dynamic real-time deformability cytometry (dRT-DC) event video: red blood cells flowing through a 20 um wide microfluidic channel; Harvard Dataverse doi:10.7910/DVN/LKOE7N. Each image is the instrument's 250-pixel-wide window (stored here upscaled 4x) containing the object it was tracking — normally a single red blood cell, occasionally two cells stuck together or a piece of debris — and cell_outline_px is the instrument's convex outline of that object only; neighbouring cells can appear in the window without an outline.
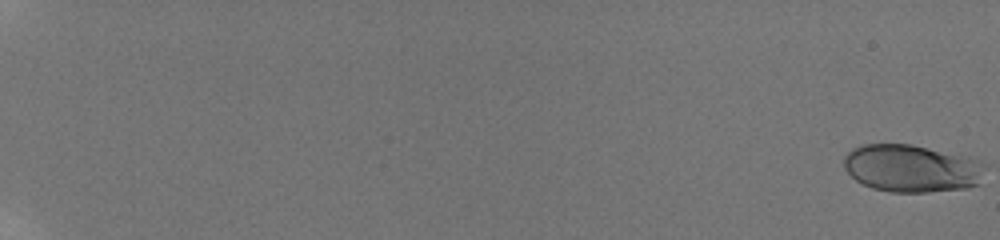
{"species": "human", "species_latin": "Homo sapiens", "temperature_condition": "room temperature", "stored_images_in_passage": 59, "camera_frame_rate_fps": 3000, "um_per_image_px": 0.085, "donor": {"sex": "male"}, "frame": {"image": 1, "passage_image": 1, "time_ms": 0.0, "image_size_px": [1000, 240], "cell_outline_px": [[984, 164], [980, 184], [968, 188], [928, 192], [888, 192], [872, 188], [856, 180], [844, 168], [844, 156], [852, 148], [860, 144], [912, 144], [968, 156]], "centroid_in_image_um": [77.48, 14.31], "position_along_channel_um": 7.5, "area_um2": 39.36}}
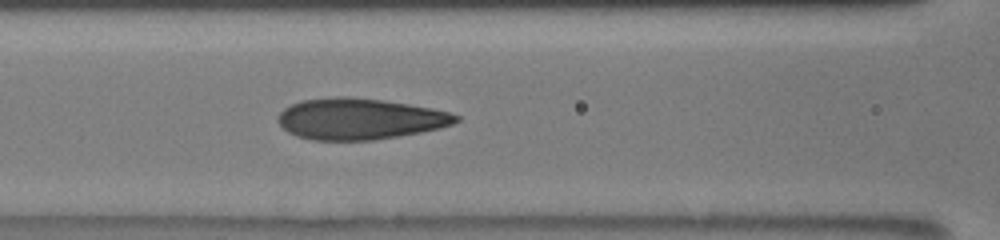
{"frame": {"image": 2, "passage_image": 31, "time_ms": 10.0, "image_size_px": [1000, 240], "cell_outline_px": [[460, 120], [452, 124], [440, 128], [420, 132], [372, 140], [312, 140], [296, 136], [288, 132], [276, 120], [280, 112], [284, 108], [300, 100], [336, 96], [348, 96], [384, 100], [432, 108], [448, 112], [460, 116]], "centroid_in_image_um": [30.55, 10.09], "position_along_channel_um": 136.1, "area_um2": 42.71}}
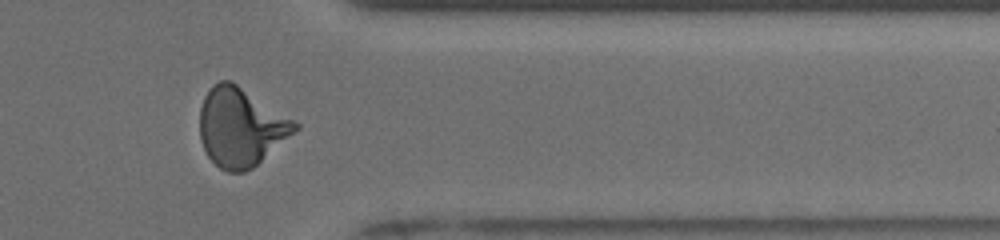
{"frame": {"image": 3, "passage_image": 51, "time_ms": 16.667, "image_size_px": [1000, 240], "cell_outline_px": [[300, 128], [252, 168], [244, 172], [228, 172], [220, 168], [208, 156], [200, 140], [200, 108], [204, 96], [208, 88], [212, 84], [220, 80], [232, 80], [300, 124]], "centroid_in_image_um": [20.45, 10.78], "position_along_channel_um": 391.0, "area_um2": 43.58}, "authors_computed_cell_mechanics": {"area_um2": 41.038, "velocity_mm_per_s": 3.8845, "shape_relaxation_time_tau1_ms": 4.547, "shape_relaxation_time_tau2_ms": 0.6751, "deformation_change_tau1": 0.2024, "deformation_change_tau2": 0.0732}}